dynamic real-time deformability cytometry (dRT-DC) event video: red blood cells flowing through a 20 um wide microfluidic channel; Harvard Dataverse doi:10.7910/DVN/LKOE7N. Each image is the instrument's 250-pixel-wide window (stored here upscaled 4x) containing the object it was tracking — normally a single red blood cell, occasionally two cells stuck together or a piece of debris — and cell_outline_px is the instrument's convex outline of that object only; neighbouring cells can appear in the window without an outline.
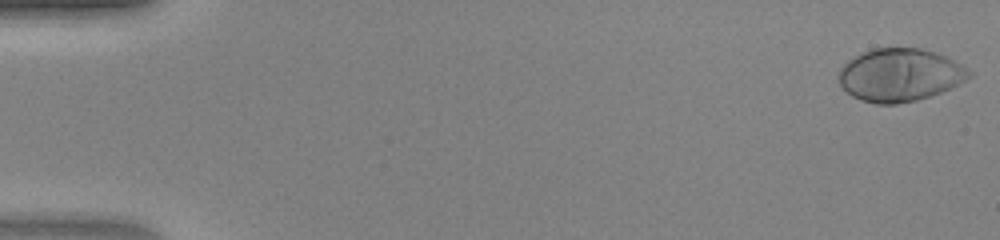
{"species": "human", "species_latin": "Homo sapiens", "temperature_condition": "warm", "stored_images_in_passage": 47, "camera_frame_rate_fps": 3000, "um_per_image_px": 0.085, "donor": {"sex": "female"}, "frame": {"image": 1, "passage_image": 1, "time_ms": 0.0, "image_size_px": [1000, 240], "cell_outline_px": [[972, 76], [940, 92], [916, 100], [896, 104], [876, 104], [860, 100], [852, 96], [840, 84], [840, 68], [848, 60], [860, 52], [872, 48], [920, 48], [944, 56], [968, 68], [972, 72]], "centroid_in_image_um": [76.45, 6.37], "position_along_channel_um": 8.5, "area_um2": 39.77}}
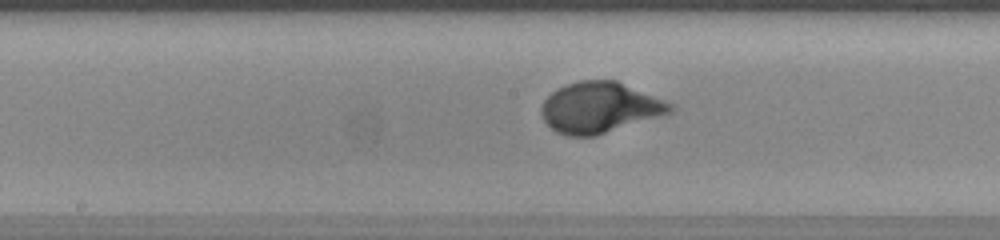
{"frame": {"image": 2, "passage_image": 25, "time_ms": 8.0, "image_size_px": [1000, 240], "cell_outline_px": [[676, 108], [672, 112], [660, 116], [596, 136], [568, 136], [556, 132], [544, 120], [540, 112], [540, 108], [544, 100], [556, 88], [580, 80], [616, 80], [664, 100], [672, 104]], "centroid_in_image_um": [50.96, 9.14], "position_along_channel_um": 197.2, "area_um2": 38.03}}
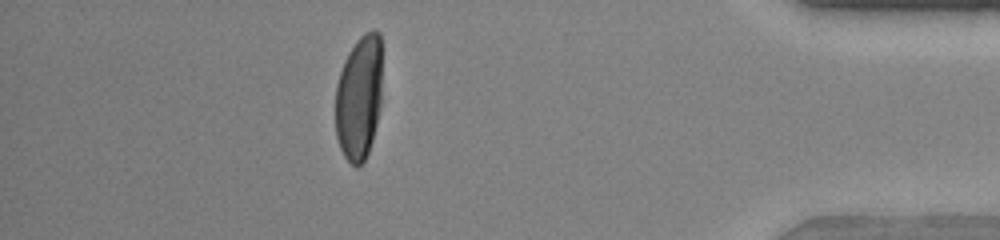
{"frame": {"image": 3, "passage_image": 42, "time_ms": 13.667, "image_size_px": [1000, 240], "cell_outline_px": [[380, 104], [376, 124], [372, 140], [368, 152], [364, 160], [356, 168], [344, 156], [340, 148], [336, 136], [336, 84], [344, 60], [348, 52], [356, 40], [364, 32], [372, 28], [376, 28], [380, 32]], "centroid_in_image_um": [30.5, 8.26], "position_along_channel_um": 404.7, "area_um2": 33.93}}